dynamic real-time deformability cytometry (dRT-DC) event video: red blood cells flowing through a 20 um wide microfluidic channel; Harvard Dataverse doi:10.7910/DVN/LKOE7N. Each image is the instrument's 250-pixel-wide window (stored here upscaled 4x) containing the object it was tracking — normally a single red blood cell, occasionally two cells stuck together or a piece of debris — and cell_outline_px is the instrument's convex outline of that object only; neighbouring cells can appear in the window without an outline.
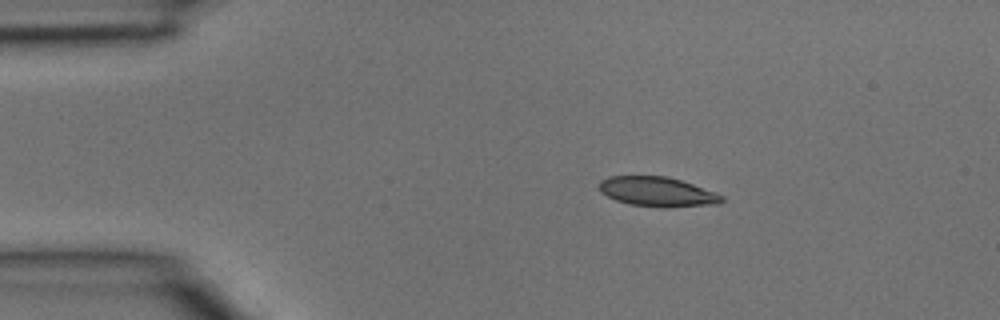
{"species": "common noctule bat (a hibernating species)", "species_latin": "Nyctalus noctula", "temperature_condition": "room temperature", "stored_images_in_passage": 33, "camera_frame_rate_fps": 3000, "um_per_image_px": 0.085, "animal": {"sex": "male", "body_mass_g": 15.6}, "frame": {"image": 1, "passage_image": 1, "time_ms": 0.0, "image_size_px": [1000, 320], "cell_outline_px": [[724, 200], [720, 204], [668, 208], [664, 208], [632, 204], [616, 200], [600, 192], [600, 180], [608, 176], [668, 176], [716, 192], [724, 196]], "centroid_in_image_um": [55.92, 16.3], "position_along_channel_um": 29.1, "area_um2": 21.27}}
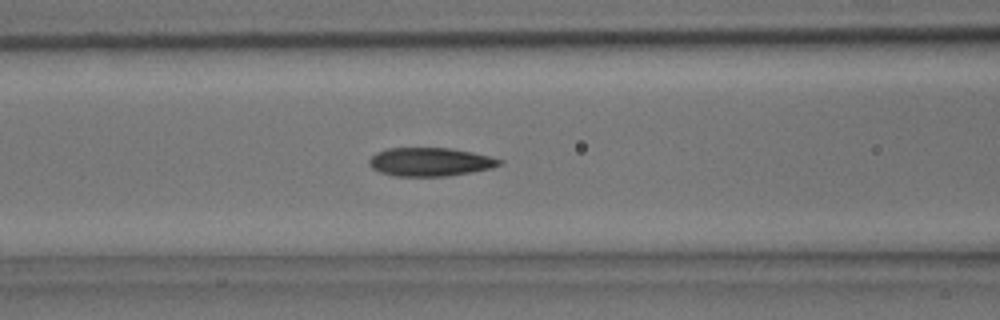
{"frame": {"image": 2, "passage_image": 10, "time_ms": 3.0, "image_size_px": [1000, 320], "cell_outline_px": [[504, 160], [500, 164], [492, 168], [472, 172], [448, 176], [396, 176], [380, 172], [372, 168], [368, 164], [368, 160], [376, 152], [388, 148], [452, 148], [472, 152]], "centroid_in_image_um": [36.55, 13.76], "position_along_channel_um": 130.1, "area_um2": 21.68}}
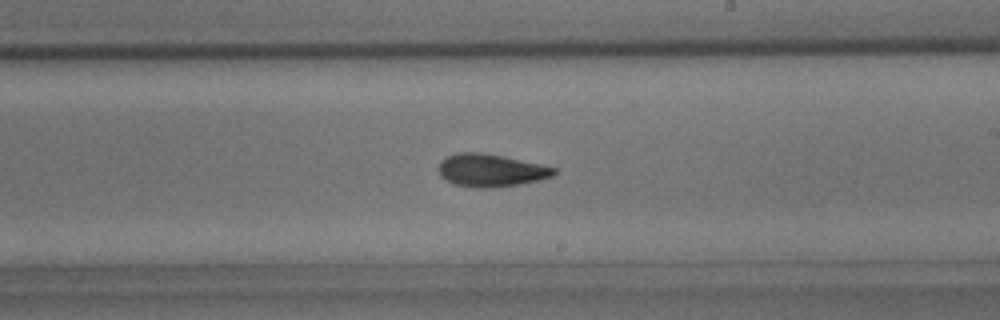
{"frame": {"image": 3, "passage_image": 17, "time_ms": 5.333, "image_size_px": [1000, 320], "cell_outline_px": [[556, 172], [552, 176], [540, 180], [520, 184], [492, 188], [476, 188], [456, 184], [440, 176], [440, 160], [444, 156], [456, 152], [480, 152], [540, 164], [556, 168]], "centroid_in_image_um": [41.7, 14.48], "position_along_channel_um": 247.3, "area_um2": 21.85}}